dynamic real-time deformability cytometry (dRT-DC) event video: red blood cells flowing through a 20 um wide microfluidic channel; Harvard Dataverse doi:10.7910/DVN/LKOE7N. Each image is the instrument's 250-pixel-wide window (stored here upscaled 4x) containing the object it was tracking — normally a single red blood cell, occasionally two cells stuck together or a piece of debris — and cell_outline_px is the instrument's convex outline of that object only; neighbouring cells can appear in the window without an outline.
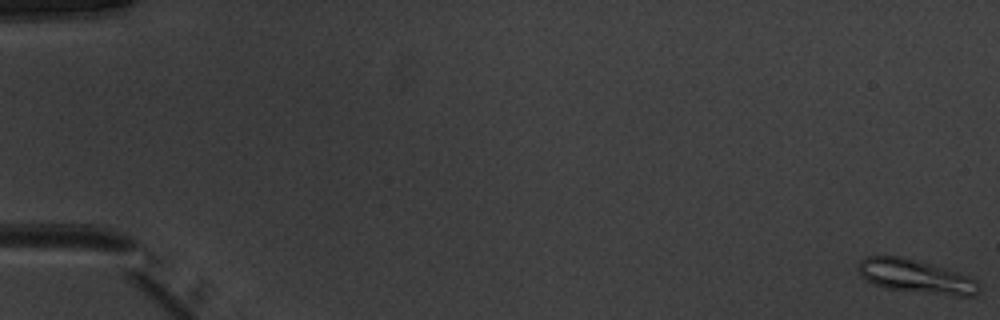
{"species": "common noctule bat (a hibernating species)", "species_latin": "Nyctalus noctula", "temperature_condition": "warm", "stored_images_in_passage": 53, "camera_frame_rate_fps": 3000, "um_per_image_px": 0.085, "animal": {"sex": "male", "body_mass_g": 20.1, "forearm_length_mm": 53.5}, "frame": {"image": 1, "passage_image": 1, "time_ms": 0.0, "image_size_px": [1000, 320], "cell_outline_px": [[980, 288], [976, 296], [956, 296], [884, 288], [872, 284], [860, 276], [860, 260], [864, 256], [904, 256], [932, 264], [972, 276], [980, 284]], "centroid_in_image_um": [77.89, 23.49], "position_along_channel_um": 7.1, "area_um2": 23.93}}
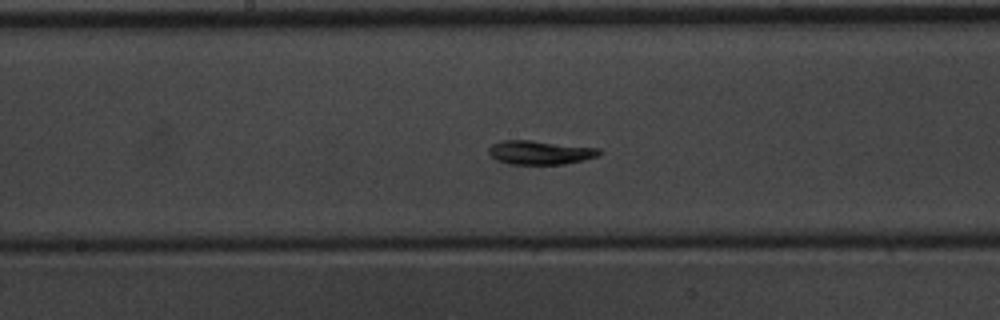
{"frame": {"image": 2, "passage_image": 29, "time_ms": 9.333, "image_size_px": [1000, 320], "cell_outline_px": [[604, 152], [600, 156], [584, 160], [564, 164], [508, 164], [496, 160], [488, 152], [488, 148], [492, 144], [500, 140], [532, 140], [600, 148]], "centroid_in_image_um": [45.94, 12.96], "position_along_channel_um": 202.3, "area_um2": 15.66}}
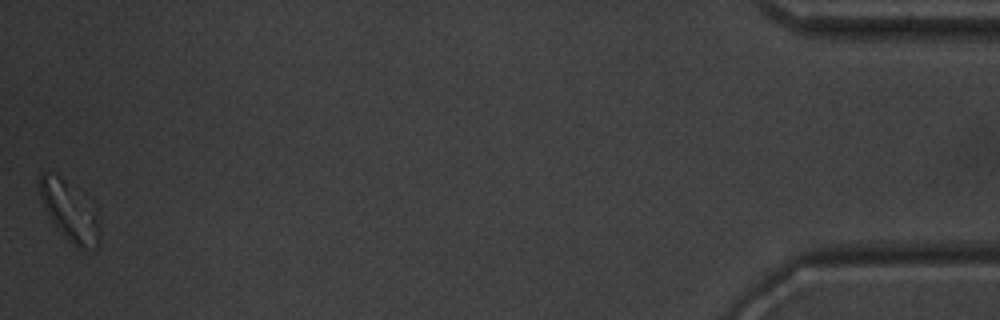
{"frame": {"image": 3, "passage_image": 53, "time_ms": 17.333, "image_size_px": [1000, 320], "cell_outline_px": [[100, 240], [96, 248], [80, 252], [60, 232], [48, 216], [44, 208], [40, 196], [36, 180], [44, 172], [60, 176], [100, 216]], "centroid_in_image_um": [5.91, 18.04], "position_along_channel_um": 429.3, "area_um2": 20.81}, "authors_computed_cell_mechanics": {"area_um2": 15.7794, "velocity_mm_per_s": 3.9228, "shape_relaxation_time_tau1_ms": 2.6963, "shape_relaxation_time_tau2_ms": 10.6819, "deformation_change_tau1": 0.1057, "deformation_change_tau2": 0.1049}}